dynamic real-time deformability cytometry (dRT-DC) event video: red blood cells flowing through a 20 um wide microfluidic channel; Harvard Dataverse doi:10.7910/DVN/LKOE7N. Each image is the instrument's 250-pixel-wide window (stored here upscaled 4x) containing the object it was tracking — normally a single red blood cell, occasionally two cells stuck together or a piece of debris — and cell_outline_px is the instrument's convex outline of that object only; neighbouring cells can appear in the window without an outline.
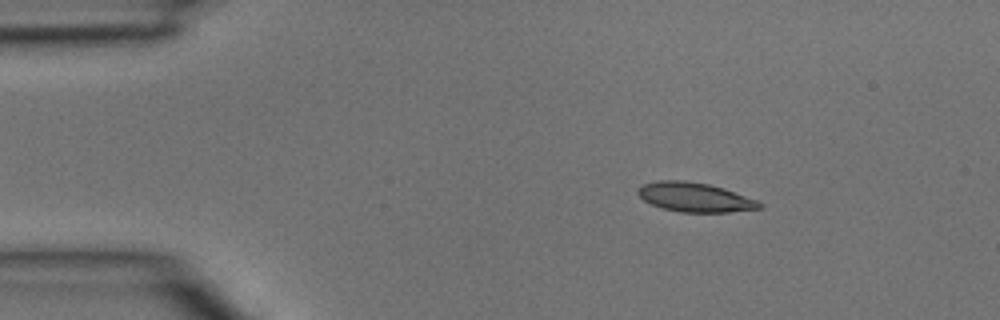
{"species": "common noctule bat (a hibernating species)", "species_latin": "Nyctalus noctula", "temperature_condition": "room temperature", "stored_images_in_passage": 3, "camera_frame_rate_fps": 3000, "um_per_image_px": 0.085, "animal": {"sex": "male", "body_mass_g": 15.6}, "frame": {"image": 1, "passage_image": 1, "time_ms": 0.0, "image_size_px": [1000, 320], "cell_outline_px": [[764, 208], [728, 212], [680, 212], [664, 208], [652, 204], [644, 200], [636, 192], [644, 184], [660, 180], [684, 180], [708, 184], [724, 188], [756, 200], [764, 204]], "centroid_in_image_um": [59.1, 16.77], "position_along_channel_um": 25.9, "area_um2": 20.58}}
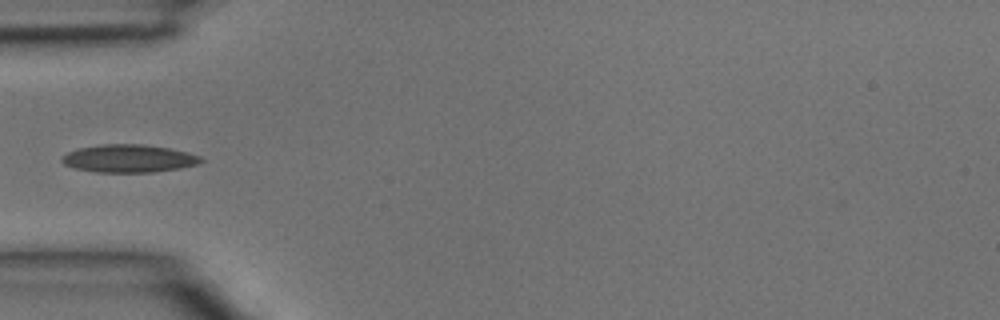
{"frame": {"image": 2, "passage_image": 3, "time_ms": 0.667, "image_size_px": [1000, 320], "cell_outline_px": [[204, 160], [196, 164], [180, 168], [152, 172], [96, 172], [72, 168], [64, 164], [60, 160], [60, 156], [76, 148], [100, 144], [144, 144], [168, 148], [188, 152], [200, 156]], "centroid_in_image_um": [10.88, 13.46], "position_along_channel_um": 74.1, "area_um2": 22.72}}